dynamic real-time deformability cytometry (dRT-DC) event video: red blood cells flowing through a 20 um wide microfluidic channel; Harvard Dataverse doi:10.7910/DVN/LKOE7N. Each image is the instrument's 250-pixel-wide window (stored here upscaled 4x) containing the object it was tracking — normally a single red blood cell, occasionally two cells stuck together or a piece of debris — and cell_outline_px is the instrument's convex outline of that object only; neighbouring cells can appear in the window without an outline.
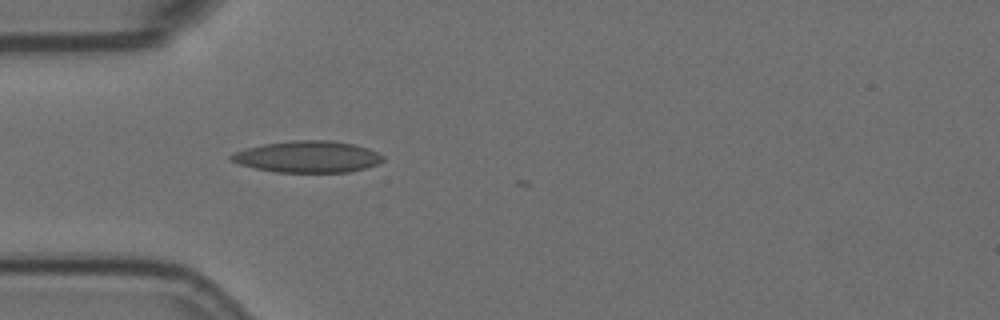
{"species": "Egyptian fruit bat (a non-hibernating species)", "species_latin": "Rousettus aegyptiacus", "temperature_condition": "room temperature", "stored_images_in_passage": 4, "camera_frame_rate_fps": 3000, "um_per_image_px": 0.085, "animal": {"sex": "female"}, "frame": {"image": 1, "passage_image": 4, "time_ms": 1.0, "image_size_px": [1000, 320], "cell_outline_px": [[384, 160], [376, 164], [364, 168], [348, 172], [276, 172], [256, 168], [240, 164], [232, 160], [228, 156], [236, 152], [248, 148], [264, 144], [292, 140], [332, 140], [352, 144], [368, 148], [384, 156]], "centroid_in_image_um": [26.17, 13.32], "position_along_channel_um": 58.8, "area_um2": 27.63}}